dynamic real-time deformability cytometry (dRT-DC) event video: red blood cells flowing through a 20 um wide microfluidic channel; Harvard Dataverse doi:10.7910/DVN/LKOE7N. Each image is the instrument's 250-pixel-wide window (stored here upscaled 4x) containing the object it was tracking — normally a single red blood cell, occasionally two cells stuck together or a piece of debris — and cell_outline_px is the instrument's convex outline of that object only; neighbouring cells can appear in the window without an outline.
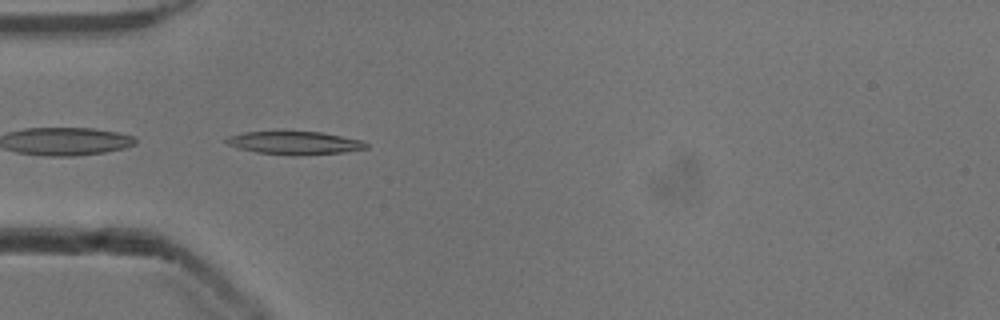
{"species": "common noctule bat (a hibernating species)", "species_latin": "Nyctalus noctula", "temperature_condition": "cold", "stored_images_in_passage": 37, "camera_frame_rate_fps": 3000, "um_per_image_px": 0.085, "animal": {"sex": "male", "body_mass_g": 13.3}, "frame": {"image": 1, "passage_image": 1, "time_ms": 0.0, "image_size_px": [1000, 320], "cell_outline_px": [[368, 148], [344, 152], [300, 156], [292, 156], [256, 152], [240, 148], [228, 144], [224, 140], [228, 136], [244, 132], [320, 132], [360, 140], [368, 144]], "centroid_in_image_um": [25.04, 12.16], "position_along_channel_um": 60.0, "area_um2": 18.67}}
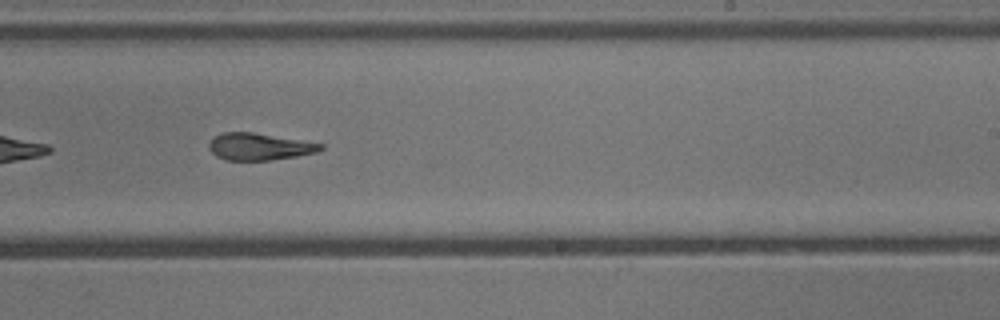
{"frame": {"image": 2, "passage_image": 17, "time_ms": 5.333, "image_size_px": [1000, 320], "cell_outline_px": [[324, 148], [316, 152], [296, 156], [268, 160], [228, 160], [216, 156], [208, 148], [208, 144], [216, 136], [224, 132], [252, 132], [324, 144]], "centroid_in_image_um": [22.03, 12.46], "position_along_channel_um": 267.0, "area_um2": 17.28}}
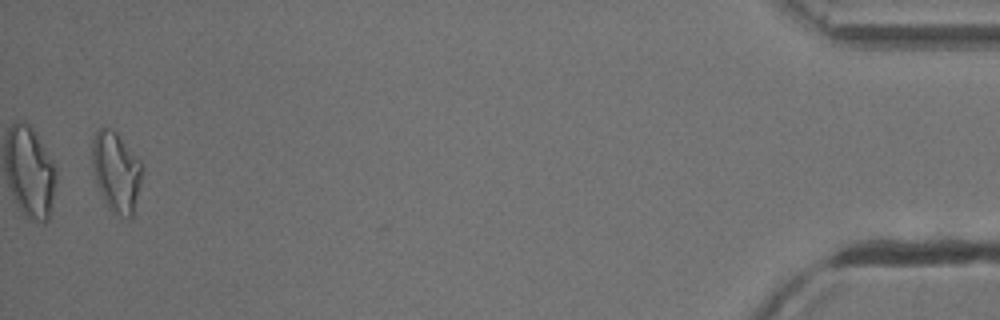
{"frame": {"image": 3, "passage_image": 36, "time_ms": 11.667, "image_size_px": [1000, 320], "cell_outline_px": [[140, 184], [132, 216], [128, 220], [112, 212], [108, 208], [96, 184], [92, 164], [92, 140], [96, 132], [100, 128], [108, 128], [116, 132], [140, 160]], "centroid_in_image_um": [9.85, 14.62], "position_along_channel_um": 425.4, "area_um2": 23.0}, "authors_computed_cell_mechanics": {"area_um2": 18.5538, "velocity_mm_per_s": 3.9211, "shape_relaxation_time_tau1_ms": 6.5956, "shape_relaxation_time_tau2_ms": 2.6845, "deformation_change_tau1": 0.193, "deformation_change_tau2": 0.1067}}